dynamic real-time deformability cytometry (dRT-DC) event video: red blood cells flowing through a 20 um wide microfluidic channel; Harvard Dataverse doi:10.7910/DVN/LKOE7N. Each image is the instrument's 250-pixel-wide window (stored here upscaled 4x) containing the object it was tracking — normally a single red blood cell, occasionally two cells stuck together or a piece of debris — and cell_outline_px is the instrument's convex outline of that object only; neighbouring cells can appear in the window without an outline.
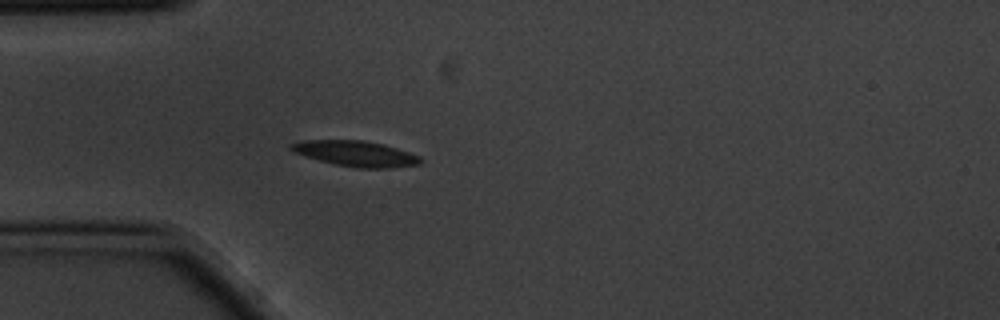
{"species": "common noctule bat (a hibernating species)", "species_latin": "Nyctalus noctula", "temperature_condition": "cold", "stored_images_in_passage": 3, "camera_frame_rate_fps": 3000, "um_per_image_px": 0.085, "animal": {"sex": "male", "body_mass_g": 20.1, "forearm_length_mm": 53.5}, "frame": {"image": 1, "passage_image": 3, "time_ms": 0.667, "image_size_px": [1000, 320], "cell_outline_px": [[424, 160], [420, 164], [392, 168], [356, 168], [336, 164], [304, 156], [292, 152], [288, 148], [288, 144], [304, 140], [364, 140], [384, 144], [420, 156]], "centroid_in_image_um": [30.22, 13.05], "position_along_channel_um": 54.8, "area_um2": 19.42}}